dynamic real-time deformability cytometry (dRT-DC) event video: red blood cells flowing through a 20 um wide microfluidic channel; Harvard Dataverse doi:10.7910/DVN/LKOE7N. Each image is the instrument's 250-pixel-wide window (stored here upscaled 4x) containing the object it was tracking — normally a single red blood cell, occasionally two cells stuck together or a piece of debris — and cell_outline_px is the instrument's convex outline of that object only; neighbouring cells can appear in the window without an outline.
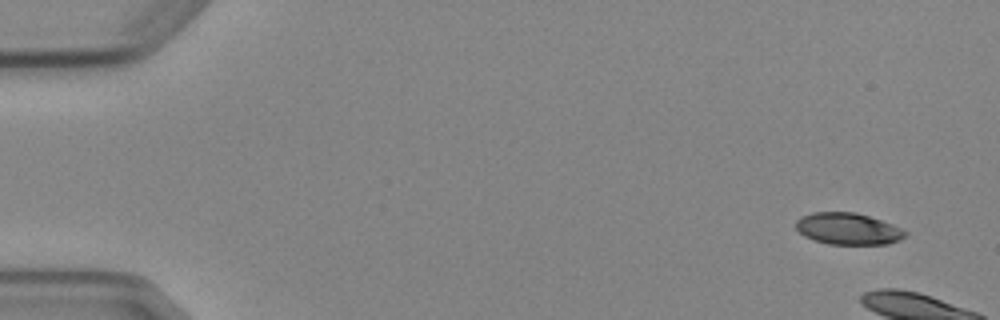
{"species": "Egyptian fruit bat (a non-hibernating species)", "species_latin": "Rousettus aegyptiacus", "temperature_condition": "cold", "stored_images_in_passage": 3, "camera_frame_rate_fps": 3000, "um_per_image_px": 0.085, "animal": {"sex": "female"}, "frame": {"image": 1, "passage_image": 1, "time_ms": 0.0, "image_size_px": [1000, 320], "cell_outline_px": [[908, 232], [900, 240], [888, 244], [828, 244], [804, 236], [796, 228], [796, 220], [800, 216], [812, 212], [856, 212], [892, 224]], "centroid_in_image_um": [72.07, 19.44], "position_along_channel_um": 12.9, "area_um2": 20.11}}